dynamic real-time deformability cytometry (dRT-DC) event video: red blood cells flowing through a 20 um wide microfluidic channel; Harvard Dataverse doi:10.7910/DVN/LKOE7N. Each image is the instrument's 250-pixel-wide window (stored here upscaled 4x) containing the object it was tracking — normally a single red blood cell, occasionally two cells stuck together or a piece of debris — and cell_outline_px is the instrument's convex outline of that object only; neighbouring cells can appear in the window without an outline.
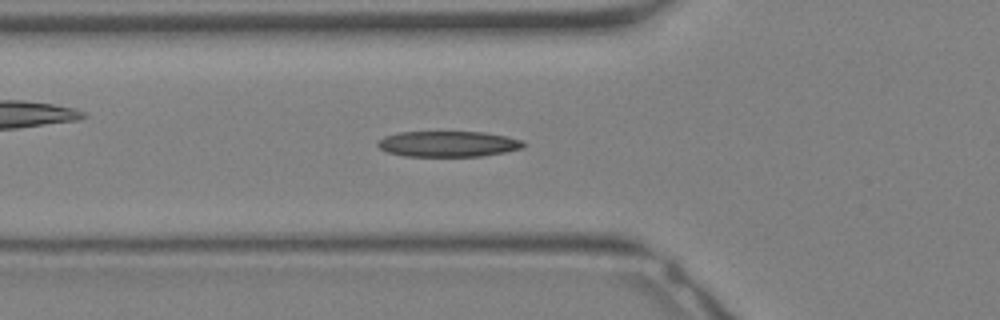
{"species": "Egyptian fruit bat (a non-hibernating species)", "species_latin": "Rousettus aegyptiacus", "temperature_condition": "warm", "stored_images_in_passage": 24, "camera_frame_rate_fps": 3000, "um_per_image_px": 0.085, "animal": {"sex": "female"}, "frame": {"image": 1, "passage_image": 5, "time_ms": 1.333, "image_size_px": [1000, 320], "cell_outline_px": [[524, 148], [504, 152], [480, 156], [404, 156], [388, 152], [380, 148], [376, 144], [384, 136], [396, 132], [484, 132], [508, 136], [524, 140]], "centroid_in_image_um": [38.11, 12.23], "position_along_channel_um": 87.7, "area_um2": 21.91}}
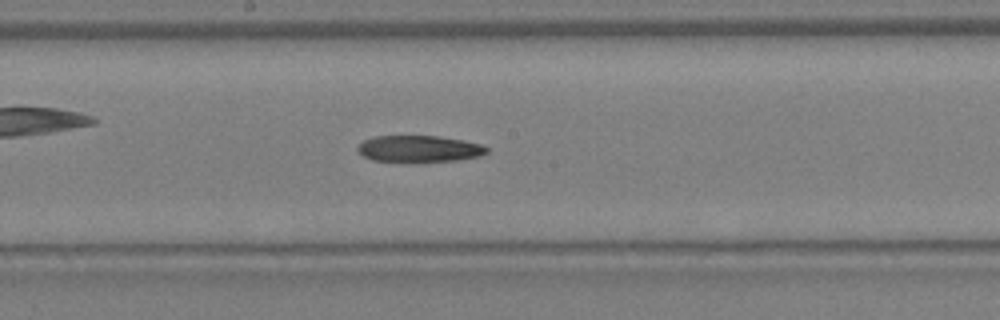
{"frame": {"image": 2, "passage_image": 11, "time_ms": 3.333, "image_size_px": [1000, 320], "cell_outline_px": [[488, 152], [480, 156], [456, 160], [372, 160], [364, 156], [356, 148], [364, 140], [376, 136], [440, 136], [464, 140], [480, 144], [488, 148]], "centroid_in_image_um": [35.66, 12.61], "position_along_channel_um": 212.5, "area_um2": 19.36}}
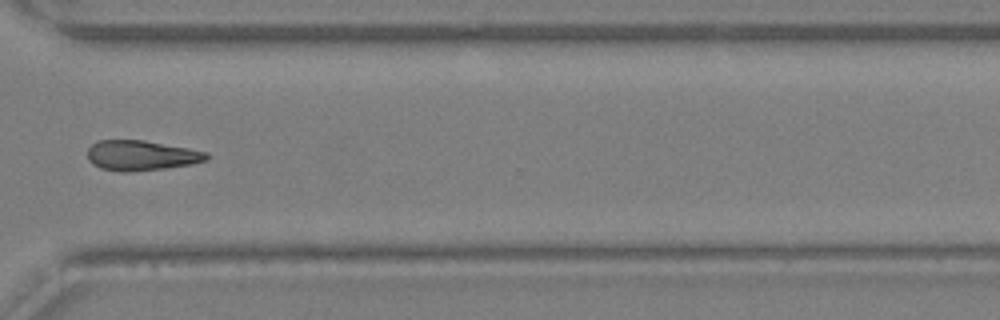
{"frame": {"image": 3, "passage_image": 18, "time_ms": 5.667, "image_size_px": [1000, 320], "cell_outline_px": [[208, 160], [192, 164], [164, 168], [124, 172], [120, 172], [100, 168], [92, 164], [88, 160], [88, 148], [96, 140], [144, 140], [188, 148], [208, 152]], "centroid_in_image_um": [11.99, 13.21], "position_along_channel_um": 358.6, "area_um2": 20.92}}